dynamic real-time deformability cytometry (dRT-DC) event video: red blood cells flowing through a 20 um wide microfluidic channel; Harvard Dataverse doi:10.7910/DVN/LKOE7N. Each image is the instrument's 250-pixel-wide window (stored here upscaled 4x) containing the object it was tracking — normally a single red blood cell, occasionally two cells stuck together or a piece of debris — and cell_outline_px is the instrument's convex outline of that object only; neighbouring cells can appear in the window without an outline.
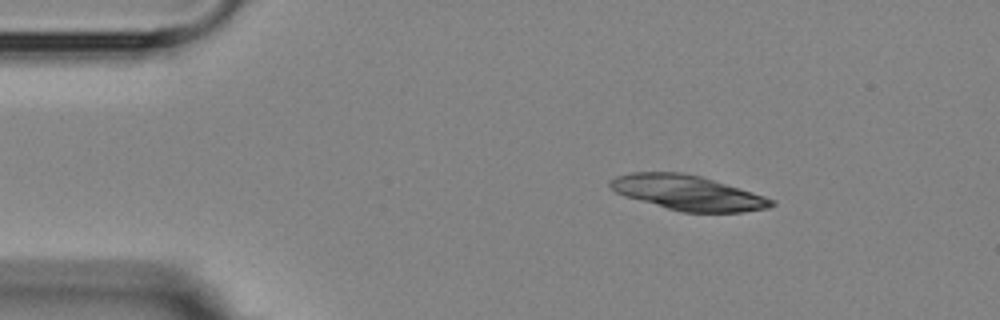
{"species": "Egyptian fruit bat (a non-hibernating species)", "species_latin": "Rousettus aegyptiacus", "temperature_condition": "room temperature", "stored_images_in_passage": 3, "camera_frame_rate_fps": 3000, "um_per_image_px": 0.085, "animal": {"sex": "female"}, "frame": {"image": 1, "passage_image": 2, "time_ms": 1.0, "image_size_px": [1000, 320], "cell_outline_px": [[776, 204], [768, 208], [740, 212], [684, 212], [668, 208], [624, 196], [616, 192], [608, 184], [608, 180], [616, 176], [632, 172], [680, 172], [700, 176], [752, 192], [776, 200]], "centroid_in_image_um": [58.45, 16.38], "position_along_channel_um": 26.6, "area_um2": 32.43}}